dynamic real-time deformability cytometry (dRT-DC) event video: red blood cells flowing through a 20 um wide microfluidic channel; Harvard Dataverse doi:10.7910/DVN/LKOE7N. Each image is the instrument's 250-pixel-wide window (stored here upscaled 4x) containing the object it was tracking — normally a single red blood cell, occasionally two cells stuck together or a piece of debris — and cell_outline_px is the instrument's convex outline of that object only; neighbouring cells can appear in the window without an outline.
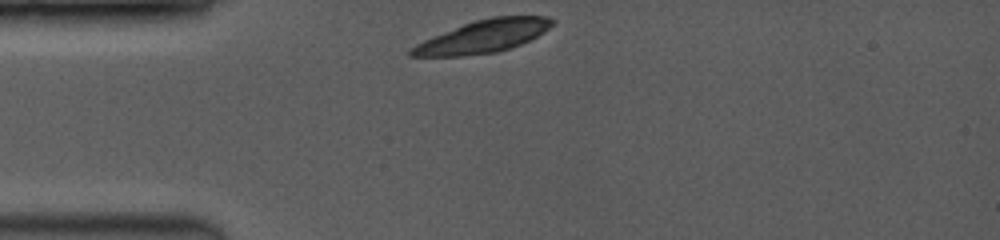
{"species": "common noctule bat (a hibernating species)", "species_latin": "Nyctalus noctula", "temperature_condition": "room temperature", "stored_images_in_passage": 4, "camera_frame_rate_fps": 3500, "um_per_image_px": 0.085, "animal": {"sex": "female", "body_mass_g": 19.0, "forearm_length_mm": 53.3}, "frame": {"image": 1, "passage_image": 1, "time_ms": 0.0, "image_size_px": [1000, 240], "cell_outline_px": [[556, 20], [548, 28], [536, 36], [520, 44], [496, 52], [460, 56], [408, 56], [408, 48], [432, 36], [464, 24], [476, 20], [492, 16], [548, 16]], "centroid_in_image_um": [41.03, 3.09], "position_along_channel_um": 44.0, "area_um2": 26.47}}